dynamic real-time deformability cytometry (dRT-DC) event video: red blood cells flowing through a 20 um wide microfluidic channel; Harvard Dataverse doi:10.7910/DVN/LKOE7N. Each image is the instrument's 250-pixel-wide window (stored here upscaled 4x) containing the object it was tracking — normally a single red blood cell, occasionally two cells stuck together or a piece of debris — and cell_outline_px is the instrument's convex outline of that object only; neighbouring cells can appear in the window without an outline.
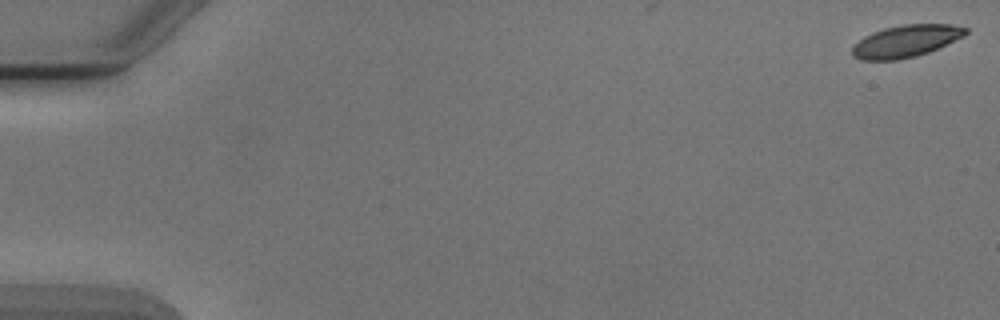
{"species": "Egyptian fruit bat (a non-hibernating species)", "species_latin": "Rousettus aegyptiacus", "temperature_condition": "cold", "stored_images_in_passage": 3, "camera_frame_rate_fps": 3000, "um_per_image_px": 0.085, "animal": {"sex": "male"}, "frame": {"image": 1, "passage_image": 1, "time_ms": 0.0, "image_size_px": [1000, 320], "cell_outline_px": [[968, 32], [964, 36], [928, 52], [916, 56], [896, 60], [860, 60], [852, 56], [852, 48], [864, 36], [872, 32], [884, 28], [904, 24], [952, 24], [968, 28]], "centroid_in_image_um": [77.0, 3.49], "position_along_channel_um": 8.0, "area_um2": 21.15}}